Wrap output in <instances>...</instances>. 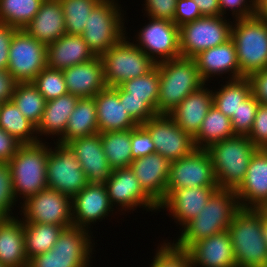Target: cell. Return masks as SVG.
Masks as SVG:
<instances>
[{
    "label": "cell",
    "mask_w": 267,
    "mask_h": 267,
    "mask_svg": "<svg viewBox=\"0 0 267 267\" xmlns=\"http://www.w3.org/2000/svg\"><path fill=\"white\" fill-rule=\"evenodd\" d=\"M239 209L235 190L218 188L202 211L180 229L179 237L172 244L187 251L195 242L228 230Z\"/></svg>",
    "instance_id": "cell-1"
},
{
    "label": "cell",
    "mask_w": 267,
    "mask_h": 267,
    "mask_svg": "<svg viewBox=\"0 0 267 267\" xmlns=\"http://www.w3.org/2000/svg\"><path fill=\"white\" fill-rule=\"evenodd\" d=\"M219 189L236 190L244 181L249 162L258 150L246 135H235L207 149Z\"/></svg>",
    "instance_id": "cell-2"
},
{
    "label": "cell",
    "mask_w": 267,
    "mask_h": 267,
    "mask_svg": "<svg viewBox=\"0 0 267 267\" xmlns=\"http://www.w3.org/2000/svg\"><path fill=\"white\" fill-rule=\"evenodd\" d=\"M228 231L237 267H267L262 217L254 208H240Z\"/></svg>",
    "instance_id": "cell-3"
},
{
    "label": "cell",
    "mask_w": 267,
    "mask_h": 267,
    "mask_svg": "<svg viewBox=\"0 0 267 267\" xmlns=\"http://www.w3.org/2000/svg\"><path fill=\"white\" fill-rule=\"evenodd\" d=\"M160 72L157 114H169L205 82L193 58L179 57L157 63Z\"/></svg>",
    "instance_id": "cell-4"
},
{
    "label": "cell",
    "mask_w": 267,
    "mask_h": 267,
    "mask_svg": "<svg viewBox=\"0 0 267 267\" xmlns=\"http://www.w3.org/2000/svg\"><path fill=\"white\" fill-rule=\"evenodd\" d=\"M48 144L42 141L35 144H23L8 162L17 201L20 198L25 201L29 196L48 188L46 176Z\"/></svg>",
    "instance_id": "cell-5"
},
{
    "label": "cell",
    "mask_w": 267,
    "mask_h": 267,
    "mask_svg": "<svg viewBox=\"0 0 267 267\" xmlns=\"http://www.w3.org/2000/svg\"><path fill=\"white\" fill-rule=\"evenodd\" d=\"M90 232L75 226L63 229L52 249L29 259L27 267H91L95 243Z\"/></svg>",
    "instance_id": "cell-6"
},
{
    "label": "cell",
    "mask_w": 267,
    "mask_h": 267,
    "mask_svg": "<svg viewBox=\"0 0 267 267\" xmlns=\"http://www.w3.org/2000/svg\"><path fill=\"white\" fill-rule=\"evenodd\" d=\"M231 39L244 77L267 69V21L256 16L233 20Z\"/></svg>",
    "instance_id": "cell-7"
},
{
    "label": "cell",
    "mask_w": 267,
    "mask_h": 267,
    "mask_svg": "<svg viewBox=\"0 0 267 267\" xmlns=\"http://www.w3.org/2000/svg\"><path fill=\"white\" fill-rule=\"evenodd\" d=\"M118 0H101L92 10L81 34L95 56L100 57L127 35Z\"/></svg>",
    "instance_id": "cell-8"
},
{
    "label": "cell",
    "mask_w": 267,
    "mask_h": 267,
    "mask_svg": "<svg viewBox=\"0 0 267 267\" xmlns=\"http://www.w3.org/2000/svg\"><path fill=\"white\" fill-rule=\"evenodd\" d=\"M126 35L119 43L100 56L107 87L120 86L150 72L156 63Z\"/></svg>",
    "instance_id": "cell-9"
},
{
    "label": "cell",
    "mask_w": 267,
    "mask_h": 267,
    "mask_svg": "<svg viewBox=\"0 0 267 267\" xmlns=\"http://www.w3.org/2000/svg\"><path fill=\"white\" fill-rule=\"evenodd\" d=\"M226 19L222 16H202L179 27L181 57L193 58L228 41L233 21Z\"/></svg>",
    "instance_id": "cell-10"
},
{
    "label": "cell",
    "mask_w": 267,
    "mask_h": 267,
    "mask_svg": "<svg viewBox=\"0 0 267 267\" xmlns=\"http://www.w3.org/2000/svg\"><path fill=\"white\" fill-rule=\"evenodd\" d=\"M49 146L47 159V185L49 189L74 198L88 184L87 177L74 152L67 144L54 143Z\"/></svg>",
    "instance_id": "cell-11"
},
{
    "label": "cell",
    "mask_w": 267,
    "mask_h": 267,
    "mask_svg": "<svg viewBox=\"0 0 267 267\" xmlns=\"http://www.w3.org/2000/svg\"><path fill=\"white\" fill-rule=\"evenodd\" d=\"M19 205L23 223L57 224L64 229L73 226L72 199L57 190L46 188Z\"/></svg>",
    "instance_id": "cell-12"
},
{
    "label": "cell",
    "mask_w": 267,
    "mask_h": 267,
    "mask_svg": "<svg viewBox=\"0 0 267 267\" xmlns=\"http://www.w3.org/2000/svg\"><path fill=\"white\" fill-rule=\"evenodd\" d=\"M47 67L46 45L17 30L10 42L8 68L16 82H32Z\"/></svg>",
    "instance_id": "cell-13"
},
{
    "label": "cell",
    "mask_w": 267,
    "mask_h": 267,
    "mask_svg": "<svg viewBox=\"0 0 267 267\" xmlns=\"http://www.w3.org/2000/svg\"><path fill=\"white\" fill-rule=\"evenodd\" d=\"M147 18L134 44L156 64L181 57L179 27L169 20Z\"/></svg>",
    "instance_id": "cell-14"
},
{
    "label": "cell",
    "mask_w": 267,
    "mask_h": 267,
    "mask_svg": "<svg viewBox=\"0 0 267 267\" xmlns=\"http://www.w3.org/2000/svg\"><path fill=\"white\" fill-rule=\"evenodd\" d=\"M202 186H218L206 149H194L188 156L172 161L166 198L175 189Z\"/></svg>",
    "instance_id": "cell-15"
},
{
    "label": "cell",
    "mask_w": 267,
    "mask_h": 267,
    "mask_svg": "<svg viewBox=\"0 0 267 267\" xmlns=\"http://www.w3.org/2000/svg\"><path fill=\"white\" fill-rule=\"evenodd\" d=\"M142 126L151 136L155 153L171 162L188 156L196 149L193 138L167 114L149 118Z\"/></svg>",
    "instance_id": "cell-16"
},
{
    "label": "cell",
    "mask_w": 267,
    "mask_h": 267,
    "mask_svg": "<svg viewBox=\"0 0 267 267\" xmlns=\"http://www.w3.org/2000/svg\"><path fill=\"white\" fill-rule=\"evenodd\" d=\"M111 205L118 206L119 211L146 208L148 212L161 211L159 206L143 191L137 177L130 167L113 169L109 179L104 183ZM121 209H120V208Z\"/></svg>",
    "instance_id": "cell-17"
},
{
    "label": "cell",
    "mask_w": 267,
    "mask_h": 267,
    "mask_svg": "<svg viewBox=\"0 0 267 267\" xmlns=\"http://www.w3.org/2000/svg\"><path fill=\"white\" fill-rule=\"evenodd\" d=\"M113 209L104 183H88L72 198L73 226L89 231L92 224L113 214Z\"/></svg>",
    "instance_id": "cell-18"
},
{
    "label": "cell",
    "mask_w": 267,
    "mask_h": 267,
    "mask_svg": "<svg viewBox=\"0 0 267 267\" xmlns=\"http://www.w3.org/2000/svg\"><path fill=\"white\" fill-rule=\"evenodd\" d=\"M171 163L160 154L153 153L134 159L129 166L143 191L158 206L166 199Z\"/></svg>",
    "instance_id": "cell-19"
},
{
    "label": "cell",
    "mask_w": 267,
    "mask_h": 267,
    "mask_svg": "<svg viewBox=\"0 0 267 267\" xmlns=\"http://www.w3.org/2000/svg\"><path fill=\"white\" fill-rule=\"evenodd\" d=\"M74 152L88 183H105L112 168L105 156L100 133L79 137L67 143Z\"/></svg>",
    "instance_id": "cell-20"
},
{
    "label": "cell",
    "mask_w": 267,
    "mask_h": 267,
    "mask_svg": "<svg viewBox=\"0 0 267 267\" xmlns=\"http://www.w3.org/2000/svg\"><path fill=\"white\" fill-rule=\"evenodd\" d=\"M193 59L205 83H209L210 77H221L223 74H228L229 80L244 77L240 72L236 48L231 38L219 46L198 53Z\"/></svg>",
    "instance_id": "cell-21"
},
{
    "label": "cell",
    "mask_w": 267,
    "mask_h": 267,
    "mask_svg": "<svg viewBox=\"0 0 267 267\" xmlns=\"http://www.w3.org/2000/svg\"><path fill=\"white\" fill-rule=\"evenodd\" d=\"M218 186H202L175 189L160 205L159 210L169 212L180 226L194 219L207 203ZM165 208V209H164Z\"/></svg>",
    "instance_id": "cell-22"
},
{
    "label": "cell",
    "mask_w": 267,
    "mask_h": 267,
    "mask_svg": "<svg viewBox=\"0 0 267 267\" xmlns=\"http://www.w3.org/2000/svg\"><path fill=\"white\" fill-rule=\"evenodd\" d=\"M187 252L193 267H237L228 230L195 242Z\"/></svg>",
    "instance_id": "cell-23"
},
{
    "label": "cell",
    "mask_w": 267,
    "mask_h": 267,
    "mask_svg": "<svg viewBox=\"0 0 267 267\" xmlns=\"http://www.w3.org/2000/svg\"><path fill=\"white\" fill-rule=\"evenodd\" d=\"M212 92L205 83L190 93L168 114L192 138L198 134L205 116L213 105Z\"/></svg>",
    "instance_id": "cell-24"
},
{
    "label": "cell",
    "mask_w": 267,
    "mask_h": 267,
    "mask_svg": "<svg viewBox=\"0 0 267 267\" xmlns=\"http://www.w3.org/2000/svg\"><path fill=\"white\" fill-rule=\"evenodd\" d=\"M68 93L79 98L94 97L107 87L100 57L63 69Z\"/></svg>",
    "instance_id": "cell-25"
},
{
    "label": "cell",
    "mask_w": 267,
    "mask_h": 267,
    "mask_svg": "<svg viewBox=\"0 0 267 267\" xmlns=\"http://www.w3.org/2000/svg\"><path fill=\"white\" fill-rule=\"evenodd\" d=\"M240 208H255L267 199V149L251 157L246 176L235 190Z\"/></svg>",
    "instance_id": "cell-26"
},
{
    "label": "cell",
    "mask_w": 267,
    "mask_h": 267,
    "mask_svg": "<svg viewBox=\"0 0 267 267\" xmlns=\"http://www.w3.org/2000/svg\"><path fill=\"white\" fill-rule=\"evenodd\" d=\"M23 30L45 45L65 35V16L60 1L43 0L39 11Z\"/></svg>",
    "instance_id": "cell-27"
},
{
    "label": "cell",
    "mask_w": 267,
    "mask_h": 267,
    "mask_svg": "<svg viewBox=\"0 0 267 267\" xmlns=\"http://www.w3.org/2000/svg\"><path fill=\"white\" fill-rule=\"evenodd\" d=\"M93 98L96 104L99 133L134 129L138 126L120 102L117 86L106 87Z\"/></svg>",
    "instance_id": "cell-28"
},
{
    "label": "cell",
    "mask_w": 267,
    "mask_h": 267,
    "mask_svg": "<svg viewBox=\"0 0 267 267\" xmlns=\"http://www.w3.org/2000/svg\"><path fill=\"white\" fill-rule=\"evenodd\" d=\"M47 67L63 70L87 62L96 56L81 35H62L46 45Z\"/></svg>",
    "instance_id": "cell-29"
},
{
    "label": "cell",
    "mask_w": 267,
    "mask_h": 267,
    "mask_svg": "<svg viewBox=\"0 0 267 267\" xmlns=\"http://www.w3.org/2000/svg\"><path fill=\"white\" fill-rule=\"evenodd\" d=\"M18 216L0 220V263L6 267H27L24 223Z\"/></svg>",
    "instance_id": "cell-30"
},
{
    "label": "cell",
    "mask_w": 267,
    "mask_h": 267,
    "mask_svg": "<svg viewBox=\"0 0 267 267\" xmlns=\"http://www.w3.org/2000/svg\"><path fill=\"white\" fill-rule=\"evenodd\" d=\"M79 99L78 96L68 93L46 101L41 120L36 126L37 136L56 135L61 137L65 133L68 119Z\"/></svg>",
    "instance_id": "cell-31"
},
{
    "label": "cell",
    "mask_w": 267,
    "mask_h": 267,
    "mask_svg": "<svg viewBox=\"0 0 267 267\" xmlns=\"http://www.w3.org/2000/svg\"><path fill=\"white\" fill-rule=\"evenodd\" d=\"M98 132L94 98H80L68 119L65 133L57 138L56 142L67 144L76 138L93 135Z\"/></svg>",
    "instance_id": "cell-32"
},
{
    "label": "cell",
    "mask_w": 267,
    "mask_h": 267,
    "mask_svg": "<svg viewBox=\"0 0 267 267\" xmlns=\"http://www.w3.org/2000/svg\"><path fill=\"white\" fill-rule=\"evenodd\" d=\"M0 128L22 145L43 141L36 134V126L21 113L12 100L0 103Z\"/></svg>",
    "instance_id": "cell-33"
},
{
    "label": "cell",
    "mask_w": 267,
    "mask_h": 267,
    "mask_svg": "<svg viewBox=\"0 0 267 267\" xmlns=\"http://www.w3.org/2000/svg\"><path fill=\"white\" fill-rule=\"evenodd\" d=\"M233 136L235 133L231 119L212 105L193 141L196 149H207L210 145Z\"/></svg>",
    "instance_id": "cell-34"
},
{
    "label": "cell",
    "mask_w": 267,
    "mask_h": 267,
    "mask_svg": "<svg viewBox=\"0 0 267 267\" xmlns=\"http://www.w3.org/2000/svg\"><path fill=\"white\" fill-rule=\"evenodd\" d=\"M218 88L212 90L213 105L216 106L224 115L231 119L233 113H236L241 103L246 100L251 93V83L247 77L231 79Z\"/></svg>",
    "instance_id": "cell-35"
},
{
    "label": "cell",
    "mask_w": 267,
    "mask_h": 267,
    "mask_svg": "<svg viewBox=\"0 0 267 267\" xmlns=\"http://www.w3.org/2000/svg\"><path fill=\"white\" fill-rule=\"evenodd\" d=\"M63 229L57 224L24 223V244L28 260L51 250Z\"/></svg>",
    "instance_id": "cell-36"
},
{
    "label": "cell",
    "mask_w": 267,
    "mask_h": 267,
    "mask_svg": "<svg viewBox=\"0 0 267 267\" xmlns=\"http://www.w3.org/2000/svg\"><path fill=\"white\" fill-rule=\"evenodd\" d=\"M102 147L112 169L127 168L134 160L131 155V129L100 132Z\"/></svg>",
    "instance_id": "cell-37"
},
{
    "label": "cell",
    "mask_w": 267,
    "mask_h": 267,
    "mask_svg": "<svg viewBox=\"0 0 267 267\" xmlns=\"http://www.w3.org/2000/svg\"><path fill=\"white\" fill-rule=\"evenodd\" d=\"M11 100L29 121L38 125L46 100L32 82H17Z\"/></svg>",
    "instance_id": "cell-38"
},
{
    "label": "cell",
    "mask_w": 267,
    "mask_h": 267,
    "mask_svg": "<svg viewBox=\"0 0 267 267\" xmlns=\"http://www.w3.org/2000/svg\"><path fill=\"white\" fill-rule=\"evenodd\" d=\"M43 0H0V23L23 30L39 11Z\"/></svg>",
    "instance_id": "cell-39"
},
{
    "label": "cell",
    "mask_w": 267,
    "mask_h": 267,
    "mask_svg": "<svg viewBox=\"0 0 267 267\" xmlns=\"http://www.w3.org/2000/svg\"><path fill=\"white\" fill-rule=\"evenodd\" d=\"M159 80L160 72L156 64L147 74L127 80L120 87L126 92V98L147 100L157 110Z\"/></svg>",
    "instance_id": "cell-40"
},
{
    "label": "cell",
    "mask_w": 267,
    "mask_h": 267,
    "mask_svg": "<svg viewBox=\"0 0 267 267\" xmlns=\"http://www.w3.org/2000/svg\"><path fill=\"white\" fill-rule=\"evenodd\" d=\"M64 16L66 34L81 35L94 7L101 0H59Z\"/></svg>",
    "instance_id": "cell-41"
},
{
    "label": "cell",
    "mask_w": 267,
    "mask_h": 267,
    "mask_svg": "<svg viewBox=\"0 0 267 267\" xmlns=\"http://www.w3.org/2000/svg\"><path fill=\"white\" fill-rule=\"evenodd\" d=\"M32 83L46 101L68 94L62 70L45 67L37 74Z\"/></svg>",
    "instance_id": "cell-42"
},
{
    "label": "cell",
    "mask_w": 267,
    "mask_h": 267,
    "mask_svg": "<svg viewBox=\"0 0 267 267\" xmlns=\"http://www.w3.org/2000/svg\"><path fill=\"white\" fill-rule=\"evenodd\" d=\"M163 240L151 260L150 267H193L186 250H181L172 244V241Z\"/></svg>",
    "instance_id": "cell-43"
},
{
    "label": "cell",
    "mask_w": 267,
    "mask_h": 267,
    "mask_svg": "<svg viewBox=\"0 0 267 267\" xmlns=\"http://www.w3.org/2000/svg\"><path fill=\"white\" fill-rule=\"evenodd\" d=\"M16 202L10 166L8 162H0V220L15 217L12 211Z\"/></svg>",
    "instance_id": "cell-44"
},
{
    "label": "cell",
    "mask_w": 267,
    "mask_h": 267,
    "mask_svg": "<svg viewBox=\"0 0 267 267\" xmlns=\"http://www.w3.org/2000/svg\"><path fill=\"white\" fill-rule=\"evenodd\" d=\"M259 101L251 94L241 103L236 113L231 117V125L235 135H248L252 129L259 107Z\"/></svg>",
    "instance_id": "cell-45"
},
{
    "label": "cell",
    "mask_w": 267,
    "mask_h": 267,
    "mask_svg": "<svg viewBox=\"0 0 267 267\" xmlns=\"http://www.w3.org/2000/svg\"><path fill=\"white\" fill-rule=\"evenodd\" d=\"M117 94L126 109L125 111L138 125H142L149 118L158 115L157 110L147 100L126 98V92L120 86H117Z\"/></svg>",
    "instance_id": "cell-46"
},
{
    "label": "cell",
    "mask_w": 267,
    "mask_h": 267,
    "mask_svg": "<svg viewBox=\"0 0 267 267\" xmlns=\"http://www.w3.org/2000/svg\"><path fill=\"white\" fill-rule=\"evenodd\" d=\"M247 137L257 149H267V104L259 103L252 129Z\"/></svg>",
    "instance_id": "cell-47"
},
{
    "label": "cell",
    "mask_w": 267,
    "mask_h": 267,
    "mask_svg": "<svg viewBox=\"0 0 267 267\" xmlns=\"http://www.w3.org/2000/svg\"><path fill=\"white\" fill-rule=\"evenodd\" d=\"M155 153V146L149 132L138 125L131 129V155L133 159Z\"/></svg>",
    "instance_id": "cell-48"
},
{
    "label": "cell",
    "mask_w": 267,
    "mask_h": 267,
    "mask_svg": "<svg viewBox=\"0 0 267 267\" xmlns=\"http://www.w3.org/2000/svg\"><path fill=\"white\" fill-rule=\"evenodd\" d=\"M255 1L256 0H218L220 16L227 17L224 14H227L229 10L232 12V17L235 20L254 17Z\"/></svg>",
    "instance_id": "cell-49"
},
{
    "label": "cell",
    "mask_w": 267,
    "mask_h": 267,
    "mask_svg": "<svg viewBox=\"0 0 267 267\" xmlns=\"http://www.w3.org/2000/svg\"><path fill=\"white\" fill-rule=\"evenodd\" d=\"M144 2L147 17L169 20L175 23L177 0H144Z\"/></svg>",
    "instance_id": "cell-50"
},
{
    "label": "cell",
    "mask_w": 267,
    "mask_h": 267,
    "mask_svg": "<svg viewBox=\"0 0 267 267\" xmlns=\"http://www.w3.org/2000/svg\"><path fill=\"white\" fill-rule=\"evenodd\" d=\"M202 17V14L193 0H177L175 10V24L178 27L193 22Z\"/></svg>",
    "instance_id": "cell-51"
},
{
    "label": "cell",
    "mask_w": 267,
    "mask_h": 267,
    "mask_svg": "<svg viewBox=\"0 0 267 267\" xmlns=\"http://www.w3.org/2000/svg\"><path fill=\"white\" fill-rule=\"evenodd\" d=\"M251 83L252 95L262 104H267V69L252 73L247 77Z\"/></svg>",
    "instance_id": "cell-52"
},
{
    "label": "cell",
    "mask_w": 267,
    "mask_h": 267,
    "mask_svg": "<svg viewBox=\"0 0 267 267\" xmlns=\"http://www.w3.org/2000/svg\"><path fill=\"white\" fill-rule=\"evenodd\" d=\"M17 28L0 23V69L7 70L10 42Z\"/></svg>",
    "instance_id": "cell-53"
},
{
    "label": "cell",
    "mask_w": 267,
    "mask_h": 267,
    "mask_svg": "<svg viewBox=\"0 0 267 267\" xmlns=\"http://www.w3.org/2000/svg\"><path fill=\"white\" fill-rule=\"evenodd\" d=\"M22 144L0 128V162H9Z\"/></svg>",
    "instance_id": "cell-54"
},
{
    "label": "cell",
    "mask_w": 267,
    "mask_h": 267,
    "mask_svg": "<svg viewBox=\"0 0 267 267\" xmlns=\"http://www.w3.org/2000/svg\"><path fill=\"white\" fill-rule=\"evenodd\" d=\"M16 83L7 70L0 69V103L11 101Z\"/></svg>",
    "instance_id": "cell-55"
},
{
    "label": "cell",
    "mask_w": 267,
    "mask_h": 267,
    "mask_svg": "<svg viewBox=\"0 0 267 267\" xmlns=\"http://www.w3.org/2000/svg\"><path fill=\"white\" fill-rule=\"evenodd\" d=\"M202 16H220V7L218 0H193Z\"/></svg>",
    "instance_id": "cell-56"
},
{
    "label": "cell",
    "mask_w": 267,
    "mask_h": 267,
    "mask_svg": "<svg viewBox=\"0 0 267 267\" xmlns=\"http://www.w3.org/2000/svg\"><path fill=\"white\" fill-rule=\"evenodd\" d=\"M255 16L267 21V0L255 1Z\"/></svg>",
    "instance_id": "cell-57"
},
{
    "label": "cell",
    "mask_w": 267,
    "mask_h": 267,
    "mask_svg": "<svg viewBox=\"0 0 267 267\" xmlns=\"http://www.w3.org/2000/svg\"><path fill=\"white\" fill-rule=\"evenodd\" d=\"M263 219H267V199L254 208Z\"/></svg>",
    "instance_id": "cell-58"
},
{
    "label": "cell",
    "mask_w": 267,
    "mask_h": 267,
    "mask_svg": "<svg viewBox=\"0 0 267 267\" xmlns=\"http://www.w3.org/2000/svg\"><path fill=\"white\" fill-rule=\"evenodd\" d=\"M262 230H263L264 240L267 244V219L262 218Z\"/></svg>",
    "instance_id": "cell-59"
}]
</instances>
